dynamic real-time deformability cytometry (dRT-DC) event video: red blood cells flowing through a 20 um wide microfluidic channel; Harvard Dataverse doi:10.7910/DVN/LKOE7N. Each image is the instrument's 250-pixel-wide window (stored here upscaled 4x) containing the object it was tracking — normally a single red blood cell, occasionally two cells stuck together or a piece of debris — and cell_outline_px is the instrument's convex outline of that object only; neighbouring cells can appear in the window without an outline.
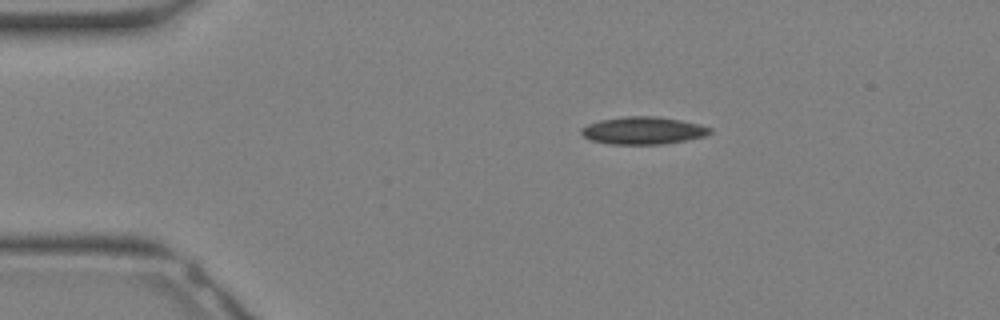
{"species": "Egyptian fruit bat (a non-hibernating species)", "species_latin": "Rousettus aegyptiacus", "temperature_condition": "warm", "stored_images_in_passage": 10, "camera_frame_rate_fps": 3000, "um_per_image_px": 0.085, "animal": {"sex": "female"}, "frame": {"image": 1, "passage_image": 4, "time_ms": 1.0, "image_size_px": [1000, 320], "cell_outline_px": [[712, 132], [704, 136], [664, 144], [608, 144], [592, 140], [584, 136], [580, 132], [580, 128], [588, 124], [600, 120], [624, 116], [656, 116], [680, 120], [700, 124], [712, 128]], "centroid_in_image_um": [54.66, 11.09], "position_along_channel_um": 30.3, "area_um2": 20.58}}
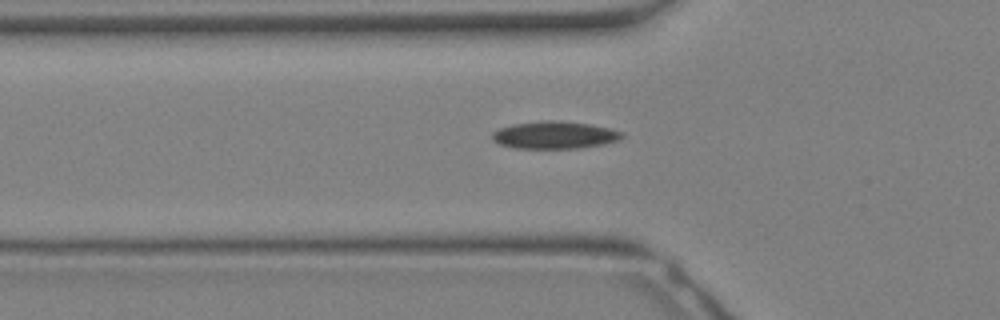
{"frame": {"image": 2, "passage_image": 9, "time_ms": 2.667, "image_size_px": [1000, 320], "cell_outline_px": [[624, 136], [620, 140], [604, 144], [580, 148], [516, 148], [500, 144], [492, 140], [492, 132], [500, 128], [512, 124], [548, 120], [556, 120], [588, 124], [608, 128], [624, 132]], "centroid_in_image_um": [47.15, 11.48], "position_along_channel_um": 78.6, "area_um2": 20.69}}